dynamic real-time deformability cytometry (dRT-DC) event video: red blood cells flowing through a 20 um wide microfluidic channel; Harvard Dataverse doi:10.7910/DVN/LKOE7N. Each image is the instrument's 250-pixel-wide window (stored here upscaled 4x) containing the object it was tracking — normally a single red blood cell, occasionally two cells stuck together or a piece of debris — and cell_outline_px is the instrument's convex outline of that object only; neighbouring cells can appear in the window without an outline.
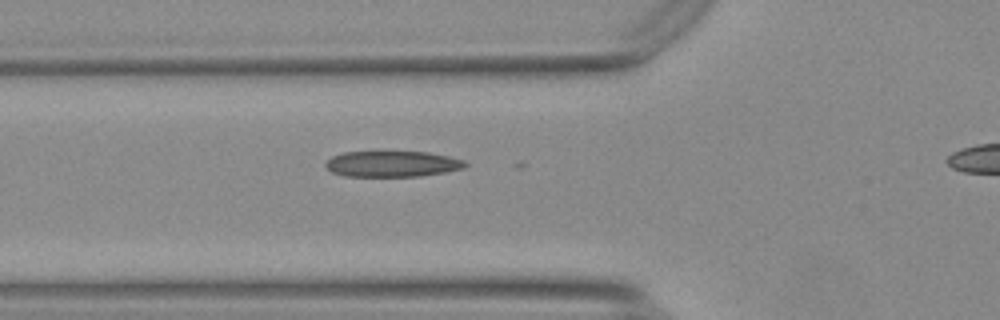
{"species": "Egyptian fruit bat (a non-hibernating species)", "species_latin": "Rousettus aegyptiacus", "temperature_condition": "warm", "stored_images_in_passage": 28, "camera_frame_rate_fps": 3000, "um_per_image_px": 0.085, "animal": {"sex": "female"}, "frame": {"image": 1, "passage_image": 12, "time_ms": 3.667, "image_size_px": [1000, 320], "cell_outline_px": [[468, 164], [464, 168], [444, 172], [420, 176], [344, 176], [332, 172], [324, 164], [332, 156], [344, 152], [380, 148], [384, 148], [428, 152], [448, 156], [464, 160]], "centroid_in_image_um": [33.31, 13.87], "position_along_channel_um": 92.5, "area_um2": 22.2}}
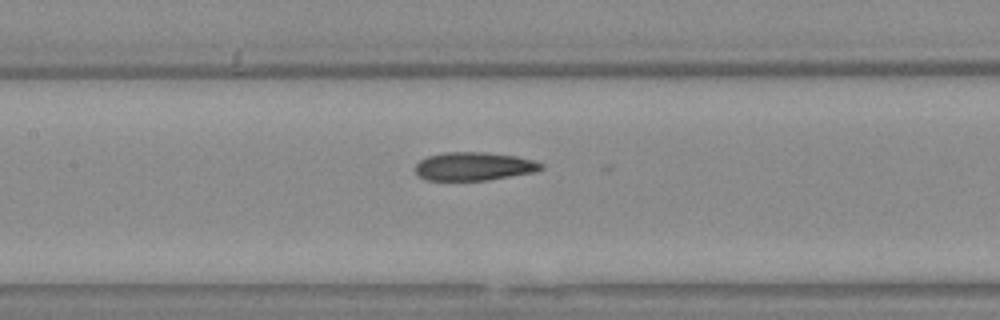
{"frame": {"image": 2, "passage_image": 18, "time_ms": 5.667, "image_size_px": [1000, 320], "cell_outline_px": [[544, 168], [536, 172], [488, 180], [424, 180], [416, 176], [416, 164], [420, 160], [428, 156], [444, 152], [484, 152], [516, 156], [532, 160], [544, 164]], "centroid_in_image_um": [40.28, 14.14], "position_along_channel_um": 167.1, "area_um2": 20.92}}
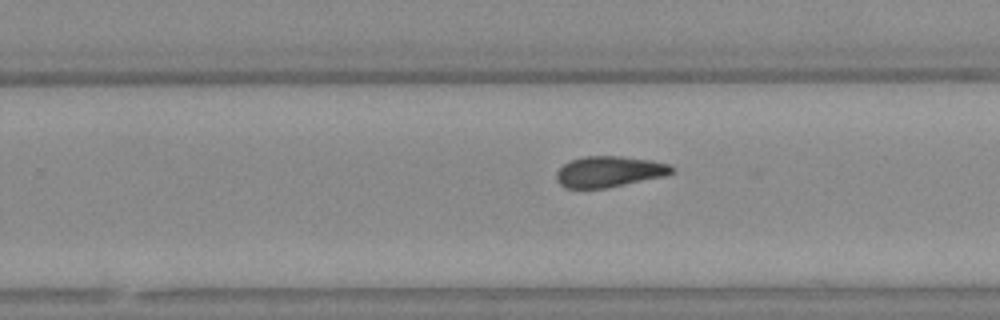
{"frame": {"image": 3, "passage_image": 27, "time_ms": 8.667, "image_size_px": [1000, 320], "cell_outline_px": [[676, 172], [664, 176], [608, 188], [564, 188], [556, 180], [556, 172], [568, 160], [584, 156], [620, 156], [648, 160], [668, 164], [676, 168]], "centroid_in_image_um": [51.77, 14.59], "position_along_channel_um": 278.0, "area_um2": 20.92}}